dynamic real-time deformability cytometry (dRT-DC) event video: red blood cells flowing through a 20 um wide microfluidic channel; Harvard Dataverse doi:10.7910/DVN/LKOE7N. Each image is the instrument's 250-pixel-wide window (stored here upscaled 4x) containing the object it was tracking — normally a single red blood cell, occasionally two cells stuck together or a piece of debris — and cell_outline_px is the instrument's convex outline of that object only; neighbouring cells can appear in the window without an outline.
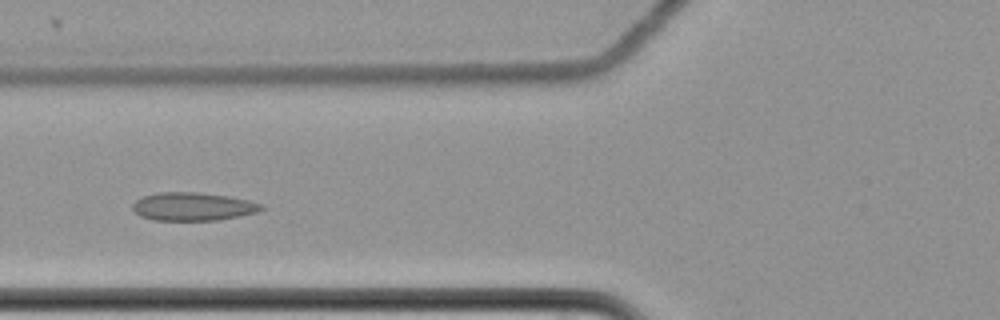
{"species": "common noctule bat (a hibernating species)", "species_latin": "Nyctalus noctula", "temperature_condition": "cold", "stored_images_in_passage": 14, "camera_frame_rate_fps": 3000, "um_per_image_px": 0.085, "animal": {"sex": "female", "body_mass_g": 22.7, "forearm_length_mm": 54.2}, "frame": {"image": 1, "passage_image": 5, "time_ms": 1.333, "image_size_px": [1000, 320], "cell_outline_px": [[264, 208], [256, 212], [240, 216], [216, 220], [156, 220], [140, 216], [132, 208], [132, 204], [136, 200], [144, 196], [160, 192], [196, 192], [228, 196], [248, 200], [260, 204]], "centroid_in_image_um": [16.38, 17.55], "position_along_channel_um": 109.4, "area_um2": 20.92}}
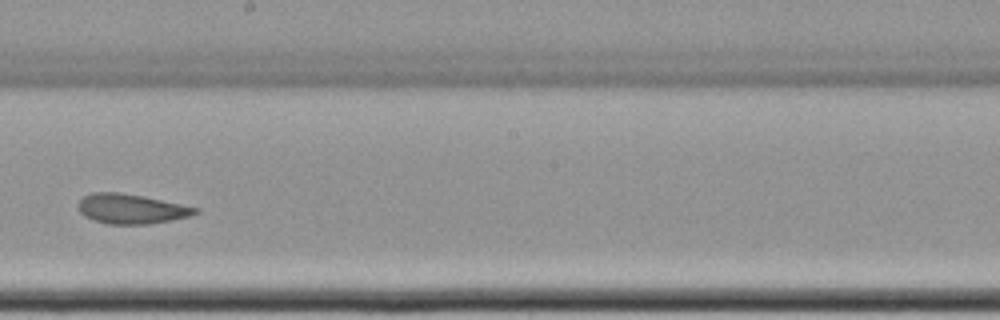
{"frame": {"image": 2, "passage_image": 8, "time_ms": 2.333, "image_size_px": [1000, 320], "cell_outline_px": [[200, 212], [188, 216], [172, 220], [148, 224], [104, 224], [84, 216], [80, 212], [76, 204], [84, 196], [92, 192], [120, 192], [144, 196], [200, 208]], "centroid_in_image_um": [11.14, 17.75], "position_along_channel_um": 237.1, "area_um2": 20.46}}
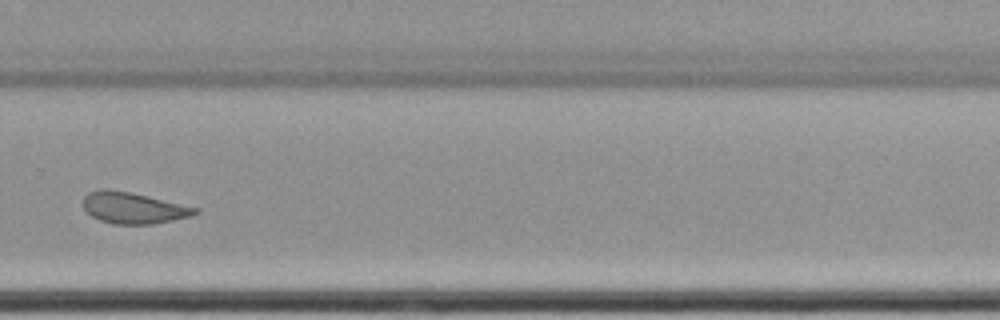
{"frame": {"image": 3, "passage_image": 10, "time_ms": 3.0, "image_size_px": [1000, 320], "cell_outline_px": [[200, 212], [192, 216], [152, 224], [116, 224], [100, 220], [92, 216], [84, 208], [84, 196], [88, 192], [104, 188], [108, 188], [148, 196], [200, 208]], "centroid_in_image_um": [11.36, 17.67], "position_along_channel_um": 318.4, "area_um2": 20.35}}